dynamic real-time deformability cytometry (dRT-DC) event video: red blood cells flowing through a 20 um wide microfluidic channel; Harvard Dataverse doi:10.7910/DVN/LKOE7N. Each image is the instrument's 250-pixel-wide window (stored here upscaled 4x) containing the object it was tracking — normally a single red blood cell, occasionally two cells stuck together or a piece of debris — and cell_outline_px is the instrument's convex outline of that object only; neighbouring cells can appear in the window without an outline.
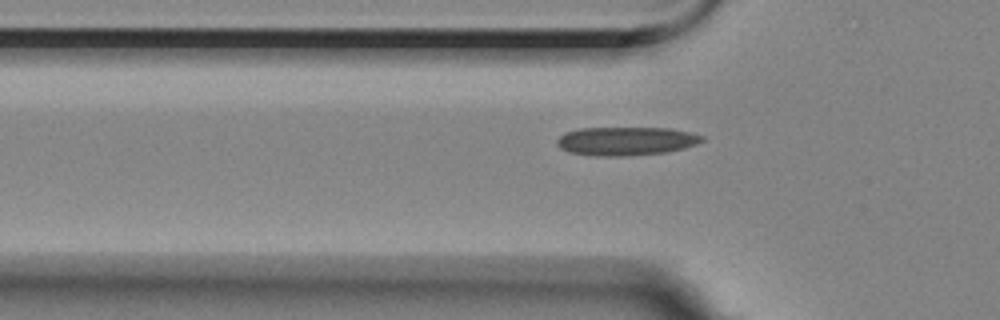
{"species": "Egyptian fruit bat (a non-hibernating species)", "species_latin": "Rousettus aegyptiacus", "temperature_condition": "room temperature", "stored_images_in_passage": 42, "camera_frame_rate_fps": 3000, "um_per_image_px": 0.085, "animal": {"sex": "female"}, "frame": {"image": 1, "passage_image": 3, "time_ms": 0.667, "image_size_px": [1000, 320], "cell_outline_px": [[704, 140], [696, 144], [684, 148], [668, 152], [628, 156], [592, 156], [568, 152], [560, 148], [556, 144], [556, 140], [564, 132], [580, 128], [672, 128], [704, 136]], "centroid_in_image_um": [53.18, 12.0], "position_along_channel_um": 72.6, "area_um2": 24.39}}
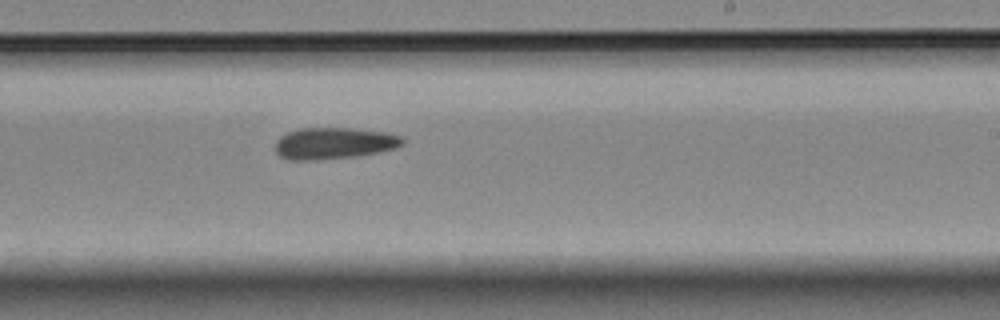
{"frame": {"image": 2, "passage_image": 19, "time_ms": 6.0, "image_size_px": [1000, 320], "cell_outline_px": [[404, 144], [396, 148], [376, 152], [352, 156], [308, 160], [292, 160], [280, 156], [276, 152], [276, 140], [280, 136], [288, 132], [300, 128], [348, 128], [384, 132], [400, 136], [404, 140]], "centroid_in_image_um": [28.36, 12.16], "position_along_channel_um": 260.6, "area_um2": 23.0}}
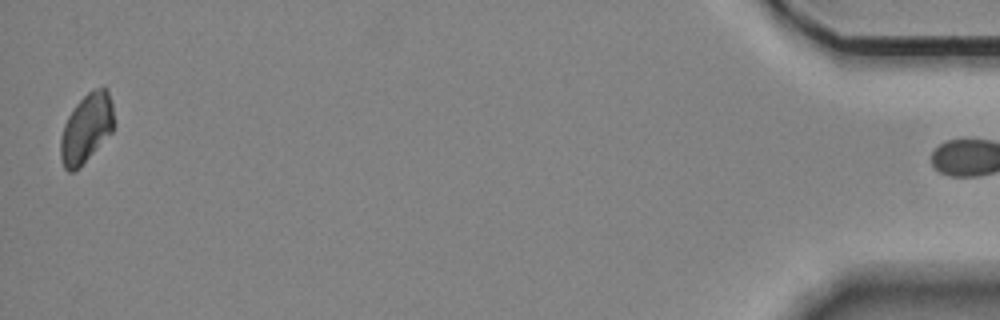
{"frame": {"image": 3, "passage_image": 41, "time_ms": 13.333, "image_size_px": [1000, 320], "cell_outline_px": [[112, 132], [80, 168], [72, 172], [68, 172], [64, 168], [60, 160], [60, 136], [64, 124], [68, 116], [76, 104], [88, 92], [104, 84], [108, 88], [112, 100]], "centroid_in_image_um": [7.32, 10.9], "position_along_channel_um": 427.9, "area_um2": 21.68}}